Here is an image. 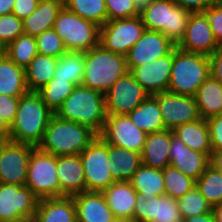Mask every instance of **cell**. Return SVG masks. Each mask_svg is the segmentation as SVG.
Listing matches in <instances>:
<instances>
[{"label":"cell","mask_w":222,"mask_h":222,"mask_svg":"<svg viewBox=\"0 0 222 222\" xmlns=\"http://www.w3.org/2000/svg\"><path fill=\"white\" fill-rule=\"evenodd\" d=\"M53 115L37 92H27L19 98L9 140L38 147Z\"/></svg>","instance_id":"1"},{"label":"cell","mask_w":222,"mask_h":222,"mask_svg":"<svg viewBox=\"0 0 222 222\" xmlns=\"http://www.w3.org/2000/svg\"><path fill=\"white\" fill-rule=\"evenodd\" d=\"M54 114L63 120L90 127L99 135L107 117L105 94L76 85Z\"/></svg>","instance_id":"2"},{"label":"cell","mask_w":222,"mask_h":222,"mask_svg":"<svg viewBox=\"0 0 222 222\" xmlns=\"http://www.w3.org/2000/svg\"><path fill=\"white\" fill-rule=\"evenodd\" d=\"M97 136L90 127L63 120L54 114L38 148L55 156L76 155L86 149Z\"/></svg>","instance_id":"3"},{"label":"cell","mask_w":222,"mask_h":222,"mask_svg":"<svg viewBox=\"0 0 222 222\" xmlns=\"http://www.w3.org/2000/svg\"><path fill=\"white\" fill-rule=\"evenodd\" d=\"M127 72L124 55L98 44L85 52L82 85L105 94Z\"/></svg>","instance_id":"4"},{"label":"cell","mask_w":222,"mask_h":222,"mask_svg":"<svg viewBox=\"0 0 222 222\" xmlns=\"http://www.w3.org/2000/svg\"><path fill=\"white\" fill-rule=\"evenodd\" d=\"M209 56L173 49V65L167 91L194 96L199 86L210 76Z\"/></svg>","instance_id":"5"},{"label":"cell","mask_w":222,"mask_h":222,"mask_svg":"<svg viewBox=\"0 0 222 222\" xmlns=\"http://www.w3.org/2000/svg\"><path fill=\"white\" fill-rule=\"evenodd\" d=\"M190 14L173 0H153L139 16L146 30L161 32L177 45L185 35Z\"/></svg>","instance_id":"6"},{"label":"cell","mask_w":222,"mask_h":222,"mask_svg":"<svg viewBox=\"0 0 222 222\" xmlns=\"http://www.w3.org/2000/svg\"><path fill=\"white\" fill-rule=\"evenodd\" d=\"M53 29L63 40L67 51L86 52L99 44L100 27L65 6L58 13Z\"/></svg>","instance_id":"7"},{"label":"cell","mask_w":222,"mask_h":222,"mask_svg":"<svg viewBox=\"0 0 222 222\" xmlns=\"http://www.w3.org/2000/svg\"><path fill=\"white\" fill-rule=\"evenodd\" d=\"M57 156L35 147L29 158L26 176L27 186L40 200L60 197V183L56 173Z\"/></svg>","instance_id":"8"},{"label":"cell","mask_w":222,"mask_h":222,"mask_svg":"<svg viewBox=\"0 0 222 222\" xmlns=\"http://www.w3.org/2000/svg\"><path fill=\"white\" fill-rule=\"evenodd\" d=\"M84 168L86 191L103 192L115 180L109 168L108 144L98 135L94 141L80 153Z\"/></svg>","instance_id":"9"},{"label":"cell","mask_w":222,"mask_h":222,"mask_svg":"<svg viewBox=\"0 0 222 222\" xmlns=\"http://www.w3.org/2000/svg\"><path fill=\"white\" fill-rule=\"evenodd\" d=\"M145 30L140 16L107 21L99 29V44L125 56Z\"/></svg>","instance_id":"10"},{"label":"cell","mask_w":222,"mask_h":222,"mask_svg":"<svg viewBox=\"0 0 222 222\" xmlns=\"http://www.w3.org/2000/svg\"><path fill=\"white\" fill-rule=\"evenodd\" d=\"M38 201L27 186L0 183V222L34 217Z\"/></svg>","instance_id":"11"},{"label":"cell","mask_w":222,"mask_h":222,"mask_svg":"<svg viewBox=\"0 0 222 222\" xmlns=\"http://www.w3.org/2000/svg\"><path fill=\"white\" fill-rule=\"evenodd\" d=\"M149 95L128 71L105 93L107 115H128Z\"/></svg>","instance_id":"12"},{"label":"cell","mask_w":222,"mask_h":222,"mask_svg":"<svg viewBox=\"0 0 222 222\" xmlns=\"http://www.w3.org/2000/svg\"><path fill=\"white\" fill-rule=\"evenodd\" d=\"M159 105L165 129L201 119L194 96L174 94L168 91L152 95Z\"/></svg>","instance_id":"13"},{"label":"cell","mask_w":222,"mask_h":222,"mask_svg":"<svg viewBox=\"0 0 222 222\" xmlns=\"http://www.w3.org/2000/svg\"><path fill=\"white\" fill-rule=\"evenodd\" d=\"M35 146L3 141L0 152V183L25 186L28 162Z\"/></svg>","instance_id":"14"},{"label":"cell","mask_w":222,"mask_h":222,"mask_svg":"<svg viewBox=\"0 0 222 222\" xmlns=\"http://www.w3.org/2000/svg\"><path fill=\"white\" fill-rule=\"evenodd\" d=\"M99 136L109 145L141 153L147 134L137 128L128 115H107Z\"/></svg>","instance_id":"15"},{"label":"cell","mask_w":222,"mask_h":222,"mask_svg":"<svg viewBox=\"0 0 222 222\" xmlns=\"http://www.w3.org/2000/svg\"><path fill=\"white\" fill-rule=\"evenodd\" d=\"M177 199L168 195L144 197L137 192L133 222H182Z\"/></svg>","instance_id":"16"},{"label":"cell","mask_w":222,"mask_h":222,"mask_svg":"<svg viewBox=\"0 0 222 222\" xmlns=\"http://www.w3.org/2000/svg\"><path fill=\"white\" fill-rule=\"evenodd\" d=\"M175 47L161 32L145 30L125 55L128 71L169 54Z\"/></svg>","instance_id":"17"},{"label":"cell","mask_w":222,"mask_h":222,"mask_svg":"<svg viewBox=\"0 0 222 222\" xmlns=\"http://www.w3.org/2000/svg\"><path fill=\"white\" fill-rule=\"evenodd\" d=\"M176 46L183 51L210 56L220 44L214 38L206 16L197 12L190 14L185 35Z\"/></svg>","instance_id":"18"},{"label":"cell","mask_w":222,"mask_h":222,"mask_svg":"<svg viewBox=\"0 0 222 222\" xmlns=\"http://www.w3.org/2000/svg\"><path fill=\"white\" fill-rule=\"evenodd\" d=\"M173 65V50L155 61L130 70L134 79L150 95L167 91Z\"/></svg>","instance_id":"19"},{"label":"cell","mask_w":222,"mask_h":222,"mask_svg":"<svg viewBox=\"0 0 222 222\" xmlns=\"http://www.w3.org/2000/svg\"><path fill=\"white\" fill-rule=\"evenodd\" d=\"M169 158L170 166L195 181L210 165V157L207 154L194 151L187 147L182 140L173 135L172 130Z\"/></svg>","instance_id":"20"},{"label":"cell","mask_w":222,"mask_h":222,"mask_svg":"<svg viewBox=\"0 0 222 222\" xmlns=\"http://www.w3.org/2000/svg\"><path fill=\"white\" fill-rule=\"evenodd\" d=\"M56 173L60 183V197L74 196L86 191L80 154L57 156Z\"/></svg>","instance_id":"21"},{"label":"cell","mask_w":222,"mask_h":222,"mask_svg":"<svg viewBox=\"0 0 222 222\" xmlns=\"http://www.w3.org/2000/svg\"><path fill=\"white\" fill-rule=\"evenodd\" d=\"M72 197L77 222H114L116 220L102 192L85 191Z\"/></svg>","instance_id":"22"},{"label":"cell","mask_w":222,"mask_h":222,"mask_svg":"<svg viewBox=\"0 0 222 222\" xmlns=\"http://www.w3.org/2000/svg\"><path fill=\"white\" fill-rule=\"evenodd\" d=\"M102 193L116 219L133 222L137 191L130 181H115Z\"/></svg>","instance_id":"23"},{"label":"cell","mask_w":222,"mask_h":222,"mask_svg":"<svg viewBox=\"0 0 222 222\" xmlns=\"http://www.w3.org/2000/svg\"><path fill=\"white\" fill-rule=\"evenodd\" d=\"M170 144L171 130L169 129L147 134L141 152L142 164L161 170L170 166Z\"/></svg>","instance_id":"24"},{"label":"cell","mask_w":222,"mask_h":222,"mask_svg":"<svg viewBox=\"0 0 222 222\" xmlns=\"http://www.w3.org/2000/svg\"><path fill=\"white\" fill-rule=\"evenodd\" d=\"M36 222H77L72 196L40 199L34 215Z\"/></svg>","instance_id":"25"},{"label":"cell","mask_w":222,"mask_h":222,"mask_svg":"<svg viewBox=\"0 0 222 222\" xmlns=\"http://www.w3.org/2000/svg\"><path fill=\"white\" fill-rule=\"evenodd\" d=\"M63 6L64 0H40L35 11L23 20L24 34L37 37L43 31L53 28Z\"/></svg>","instance_id":"26"},{"label":"cell","mask_w":222,"mask_h":222,"mask_svg":"<svg viewBox=\"0 0 222 222\" xmlns=\"http://www.w3.org/2000/svg\"><path fill=\"white\" fill-rule=\"evenodd\" d=\"M172 132L190 149L211 157L212 148L207 120L201 118L197 121L177 126Z\"/></svg>","instance_id":"27"},{"label":"cell","mask_w":222,"mask_h":222,"mask_svg":"<svg viewBox=\"0 0 222 222\" xmlns=\"http://www.w3.org/2000/svg\"><path fill=\"white\" fill-rule=\"evenodd\" d=\"M194 99L202 119L222 114V84L211 75L199 86Z\"/></svg>","instance_id":"28"},{"label":"cell","mask_w":222,"mask_h":222,"mask_svg":"<svg viewBox=\"0 0 222 222\" xmlns=\"http://www.w3.org/2000/svg\"><path fill=\"white\" fill-rule=\"evenodd\" d=\"M109 168L115 181H130L134 172L142 164L141 153L108 144Z\"/></svg>","instance_id":"29"},{"label":"cell","mask_w":222,"mask_h":222,"mask_svg":"<svg viewBox=\"0 0 222 222\" xmlns=\"http://www.w3.org/2000/svg\"><path fill=\"white\" fill-rule=\"evenodd\" d=\"M27 92L25 69L7 55L0 58V95L22 96Z\"/></svg>","instance_id":"30"},{"label":"cell","mask_w":222,"mask_h":222,"mask_svg":"<svg viewBox=\"0 0 222 222\" xmlns=\"http://www.w3.org/2000/svg\"><path fill=\"white\" fill-rule=\"evenodd\" d=\"M130 120L146 134L165 129L157 100L149 95L135 110L128 114Z\"/></svg>","instance_id":"31"},{"label":"cell","mask_w":222,"mask_h":222,"mask_svg":"<svg viewBox=\"0 0 222 222\" xmlns=\"http://www.w3.org/2000/svg\"><path fill=\"white\" fill-rule=\"evenodd\" d=\"M58 58L37 54L25 68L26 83L30 92H37L50 80L54 79V72Z\"/></svg>","instance_id":"32"},{"label":"cell","mask_w":222,"mask_h":222,"mask_svg":"<svg viewBox=\"0 0 222 222\" xmlns=\"http://www.w3.org/2000/svg\"><path fill=\"white\" fill-rule=\"evenodd\" d=\"M133 188L146 197L165 195L164 175L161 169L151 168L144 164L134 172L130 179Z\"/></svg>","instance_id":"33"},{"label":"cell","mask_w":222,"mask_h":222,"mask_svg":"<svg viewBox=\"0 0 222 222\" xmlns=\"http://www.w3.org/2000/svg\"><path fill=\"white\" fill-rule=\"evenodd\" d=\"M85 52L67 51L58 58L54 79L82 85Z\"/></svg>","instance_id":"34"},{"label":"cell","mask_w":222,"mask_h":222,"mask_svg":"<svg viewBox=\"0 0 222 222\" xmlns=\"http://www.w3.org/2000/svg\"><path fill=\"white\" fill-rule=\"evenodd\" d=\"M64 6L99 27L107 22L105 0H64Z\"/></svg>","instance_id":"35"},{"label":"cell","mask_w":222,"mask_h":222,"mask_svg":"<svg viewBox=\"0 0 222 222\" xmlns=\"http://www.w3.org/2000/svg\"><path fill=\"white\" fill-rule=\"evenodd\" d=\"M38 54L35 37L20 35L7 45V56L19 67L26 68Z\"/></svg>","instance_id":"36"},{"label":"cell","mask_w":222,"mask_h":222,"mask_svg":"<svg viewBox=\"0 0 222 222\" xmlns=\"http://www.w3.org/2000/svg\"><path fill=\"white\" fill-rule=\"evenodd\" d=\"M195 186L211 207L222 202V173L209 165L195 181Z\"/></svg>","instance_id":"37"},{"label":"cell","mask_w":222,"mask_h":222,"mask_svg":"<svg viewBox=\"0 0 222 222\" xmlns=\"http://www.w3.org/2000/svg\"><path fill=\"white\" fill-rule=\"evenodd\" d=\"M74 87L75 85L69 81L52 79L37 93L47 107L55 113L64 100L72 93Z\"/></svg>","instance_id":"38"},{"label":"cell","mask_w":222,"mask_h":222,"mask_svg":"<svg viewBox=\"0 0 222 222\" xmlns=\"http://www.w3.org/2000/svg\"><path fill=\"white\" fill-rule=\"evenodd\" d=\"M164 175L165 195L179 199L195 186V180L179 170L168 166L162 170Z\"/></svg>","instance_id":"39"},{"label":"cell","mask_w":222,"mask_h":222,"mask_svg":"<svg viewBox=\"0 0 222 222\" xmlns=\"http://www.w3.org/2000/svg\"><path fill=\"white\" fill-rule=\"evenodd\" d=\"M182 218L209 213L212 207L196 186L177 200Z\"/></svg>","instance_id":"40"},{"label":"cell","mask_w":222,"mask_h":222,"mask_svg":"<svg viewBox=\"0 0 222 222\" xmlns=\"http://www.w3.org/2000/svg\"><path fill=\"white\" fill-rule=\"evenodd\" d=\"M35 39L39 54L59 58L67 52L63 40L53 28L43 31Z\"/></svg>","instance_id":"41"},{"label":"cell","mask_w":222,"mask_h":222,"mask_svg":"<svg viewBox=\"0 0 222 222\" xmlns=\"http://www.w3.org/2000/svg\"><path fill=\"white\" fill-rule=\"evenodd\" d=\"M107 21L139 16L140 11L133 0H105Z\"/></svg>","instance_id":"42"},{"label":"cell","mask_w":222,"mask_h":222,"mask_svg":"<svg viewBox=\"0 0 222 222\" xmlns=\"http://www.w3.org/2000/svg\"><path fill=\"white\" fill-rule=\"evenodd\" d=\"M23 20L13 13L0 16V39L7 45L23 35Z\"/></svg>","instance_id":"43"},{"label":"cell","mask_w":222,"mask_h":222,"mask_svg":"<svg viewBox=\"0 0 222 222\" xmlns=\"http://www.w3.org/2000/svg\"><path fill=\"white\" fill-rule=\"evenodd\" d=\"M202 13L206 16L210 24L214 38L222 45V3L220 1L215 3L202 11Z\"/></svg>","instance_id":"44"},{"label":"cell","mask_w":222,"mask_h":222,"mask_svg":"<svg viewBox=\"0 0 222 222\" xmlns=\"http://www.w3.org/2000/svg\"><path fill=\"white\" fill-rule=\"evenodd\" d=\"M20 97L0 95V116L9 125L14 122Z\"/></svg>","instance_id":"45"},{"label":"cell","mask_w":222,"mask_h":222,"mask_svg":"<svg viewBox=\"0 0 222 222\" xmlns=\"http://www.w3.org/2000/svg\"><path fill=\"white\" fill-rule=\"evenodd\" d=\"M212 152L222 150V114L207 119Z\"/></svg>","instance_id":"46"},{"label":"cell","mask_w":222,"mask_h":222,"mask_svg":"<svg viewBox=\"0 0 222 222\" xmlns=\"http://www.w3.org/2000/svg\"><path fill=\"white\" fill-rule=\"evenodd\" d=\"M177 5L190 13L202 12L220 0H173Z\"/></svg>","instance_id":"47"},{"label":"cell","mask_w":222,"mask_h":222,"mask_svg":"<svg viewBox=\"0 0 222 222\" xmlns=\"http://www.w3.org/2000/svg\"><path fill=\"white\" fill-rule=\"evenodd\" d=\"M39 1L40 0H16L12 13L19 19L24 20L35 11Z\"/></svg>","instance_id":"48"},{"label":"cell","mask_w":222,"mask_h":222,"mask_svg":"<svg viewBox=\"0 0 222 222\" xmlns=\"http://www.w3.org/2000/svg\"><path fill=\"white\" fill-rule=\"evenodd\" d=\"M210 74L222 84V45H220L210 56Z\"/></svg>","instance_id":"49"},{"label":"cell","mask_w":222,"mask_h":222,"mask_svg":"<svg viewBox=\"0 0 222 222\" xmlns=\"http://www.w3.org/2000/svg\"><path fill=\"white\" fill-rule=\"evenodd\" d=\"M182 222H215V217L212 211L205 214L183 218Z\"/></svg>","instance_id":"50"},{"label":"cell","mask_w":222,"mask_h":222,"mask_svg":"<svg viewBox=\"0 0 222 222\" xmlns=\"http://www.w3.org/2000/svg\"><path fill=\"white\" fill-rule=\"evenodd\" d=\"M210 165L222 173V150L211 153Z\"/></svg>","instance_id":"51"},{"label":"cell","mask_w":222,"mask_h":222,"mask_svg":"<svg viewBox=\"0 0 222 222\" xmlns=\"http://www.w3.org/2000/svg\"><path fill=\"white\" fill-rule=\"evenodd\" d=\"M10 135V125L0 116V140L8 141Z\"/></svg>","instance_id":"52"},{"label":"cell","mask_w":222,"mask_h":222,"mask_svg":"<svg viewBox=\"0 0 222 222\" xmlns=\"http://www.w3.org/2000/svg\"><path fill=\"white\" fill-rule=\"evenodd\" d=\"M16 0H0V16L12 13Z\"/></svg>","instance_id":"53"},{"label":"cell","mask_w":222,"mask_h":222,"mask_svg":"<svg viewBox=\"0 0 222 222\" xmlns=\"http://www.w3.org/2000/svg\"><path fill=\"white\" fill-rule=\"evenodd\" d=\"M215 222H222V202L212 207Z\"/></svg>","instance_id":"54"},{"label":"cell","mask_w":222,"mask_h":222,"mask_svg":"<svg viewBox=\"0 0 222 222\" xmlns=\"http://www.w3.org/2000/svg\"><path fill=\"white\" fill-rule=\"evenodd\" d=\"M139 11L149 5L153 0H133Z\"/></svg>","instance_id":"55"},{"label":"cell","mask_w":222,"mask_h":222,"mask_svg":"<svg viewBox=\"0 0 222 222\" xmlns=\"http://www.w3.org/2000/svg\"><path fill=\"white\" fill-rule=\"evenodd\" d=\"M7 54V44L0 39V58L6 56Z\"/></svg>","instance_id":"56"},{"label":"cell","mask_w":222,"mask_h":222,"mask_svg":"<svg viewBox=\"0 0 222 222\" xmlns=\"http://www.w3.org/2000/svg\"><path fill=\"white\" fill-rule=\"evenodd\" d=\"M16 222H36V220L34 217H32V218H25Z\"/></svg>","instance_id":"57"},{"label":"cell","mask_w":222,"mask_h":222,"mask_svg":"<svg viewBox=\"0 0 222 222\" xmlns=\"http://www.w3.org/2000/svg\"><path fill=\"white\" fill-rule=\"evenodd\" d=\"M114 222H130V221H127V220H118V219H116Z\"/></svg>","instance_id":"58"},{"label":"cell","mask_w":222,"mask_h":222,"mask_svg":"<svg viewBox=\"0 0 222 222\" xmlns=\"http://www.w3.org/2000/svg\"><path fill=\"white\" fill-rule=\"evenodd\" d=\"M2 143L3 141L0 140V152H1Z\"/></svg>","instance_id":"59"}]
</instances>
